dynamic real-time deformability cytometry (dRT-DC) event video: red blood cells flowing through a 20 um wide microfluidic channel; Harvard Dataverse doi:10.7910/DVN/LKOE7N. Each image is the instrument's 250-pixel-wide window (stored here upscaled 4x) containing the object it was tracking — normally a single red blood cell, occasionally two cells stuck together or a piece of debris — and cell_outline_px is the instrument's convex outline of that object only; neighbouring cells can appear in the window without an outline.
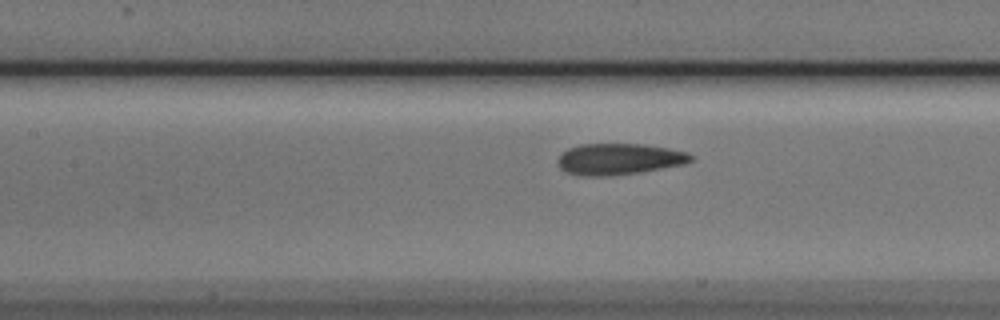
{"species": "Egyptian fruit bat (a non-hibernating species)", "species_latin": "Rousettus aegyptiacus", "temperature_condition": "cold", "stored_images_in_passage": 8, "segment_of_instrument_passage": [2, 2], "camera_frame_rate_fps": 3000, "um_per_image_px": 0.085, "animal": {"sex": "male"}, "frame": {"image": 1, "passage_image": 8, "time_ms": 2.333, "image_size_px": [1000, 320], "cell_outline_px": [[692, 160], [684, 164], [636, 172], [608, 176], [584, 176], [568, 172], [560, 168], [556, 160], [568, 148], [580, 144], [644, 144], [668, 148], [688, 152], [692, 156]], "centroid_in_image_um": [52.6, 13.51], "position_along_channel_um": 154.8, "area_um2": 23.99}}